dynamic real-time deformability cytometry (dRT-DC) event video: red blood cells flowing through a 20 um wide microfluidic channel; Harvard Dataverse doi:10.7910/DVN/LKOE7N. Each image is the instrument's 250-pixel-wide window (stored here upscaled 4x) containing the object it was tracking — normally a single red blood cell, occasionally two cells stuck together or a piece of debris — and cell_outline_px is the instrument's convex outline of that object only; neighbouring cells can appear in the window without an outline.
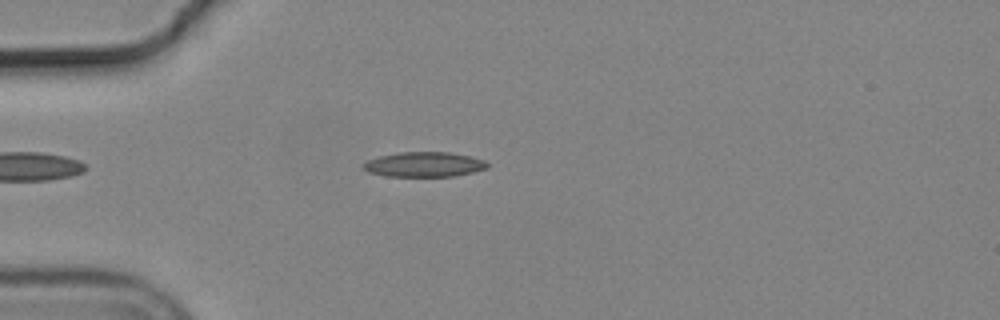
{"species": "common noctule bat (a hibernating species)", "species_latin": "Nyctalus noctula", "temperature_condition": "cold", "stored_images_in_passage": 42, "camera_frame_rate_fps": 3000, "um_per_image_px": 0.085, "animal": {"sex": "male", "body_mass_g": 19.2, "forearm_length_mm": 51.8}, "frame": {"image": 1, "passage_image": 2, "time_ms": 0.333, "image_size_px": [1000, 320], "cell_outline_px": [[488, 168], [472, 172], [452, 176], [384, 176], [368, 172], [364, 168], [364, 164], [368, 160], [380, 156], [396, 152], [448, 152], [468, 156], [484, 160], [488, 164]], "centroid_in_image_um": [36.04, 13.97], "position_along_channel_um": 49.0, "area_um2": 17.8}}
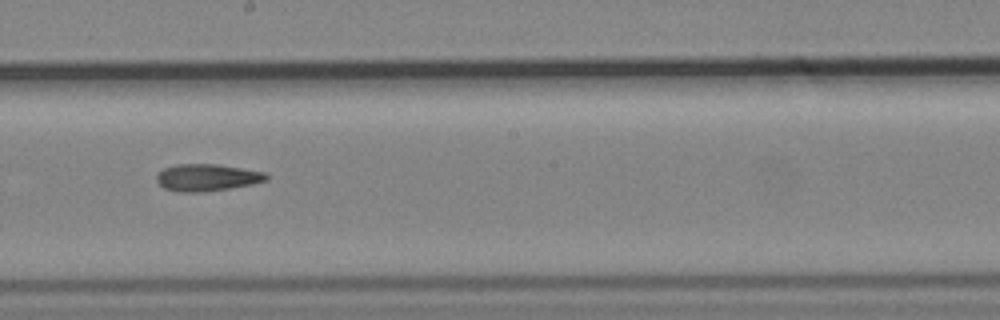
{"frame": {"image": 2, "passage_image": 18, "time_ms": 5.667, "image_size_px": [1000, 320], "cell_outline_px": [[268, 180], [252, 184], [204, 192], [180, 192], [164, 188], [156, 180], [156, 176], [164, 168], [176, 164], [216, 164], [264, 172], [268, 176]], "centroid_in_image_um": [17.58, 15.09], "position_along_channel_um": 230.6, "area_um2": 17.11}}
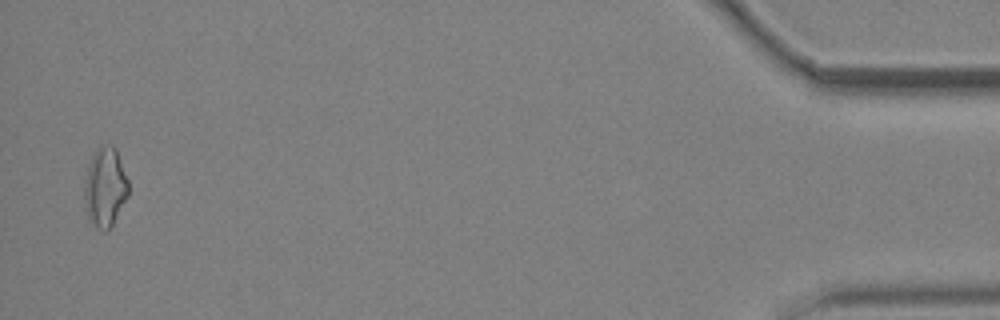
{"frame": {"image": 3, "passage_image": 41, "time_ms": 13.333, "image_size_px": [1000, 320], "cell_outline_px": [[128, 196], [112, 224], [108, 228], [100, 228], [92, 224], [88, 220], [84, 208], [84, 180], [92, 156], [96, 148], [104, 144], [112, 144], [116, 148], [128, 180]], "centroid_in_image_um": [8.91, 15.87], "position_along_channel_um": 426.3, "area_um2": 20.35}}